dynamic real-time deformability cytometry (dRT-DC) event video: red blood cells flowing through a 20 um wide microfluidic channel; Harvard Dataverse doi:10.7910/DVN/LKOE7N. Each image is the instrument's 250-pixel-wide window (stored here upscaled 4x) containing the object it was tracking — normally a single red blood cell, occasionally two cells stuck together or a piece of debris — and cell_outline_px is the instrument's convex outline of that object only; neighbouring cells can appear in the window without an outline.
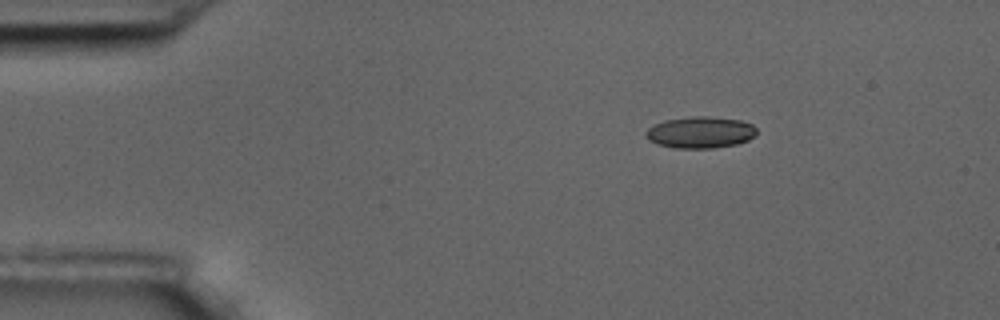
{"species": "common noctule bat (a hibernating species)", "species_latin": "Nyctalus noctula", "temperature_condition": "room temperature", "stored_images_in_passage": 4, "camera_frame_rate_fps": 3000, "um_per_image_px": 0.085, "animal": {"sex": "male", "body_mass_g": 17.5, "forearm_length_mm": 52.3}, "frame": {"image": 1, "passage_image": 1, "time_ms": 0.0, "image_size_px": [1000, 320], "cell_outline_px": [[756, 136], [748, 140], [736, 144], [712, 148], [676, 148], [656, 144], [648, 140], [644, 136], [644, 132], [648, 128], [664, 120], [692, 116], [708, 116], [740, 120], [752, 124], [756, 128]], "centroid_in_image_um": [59.51, 11.25], "position_along_channel_um": 25.5, "area_um2": 20.52}}
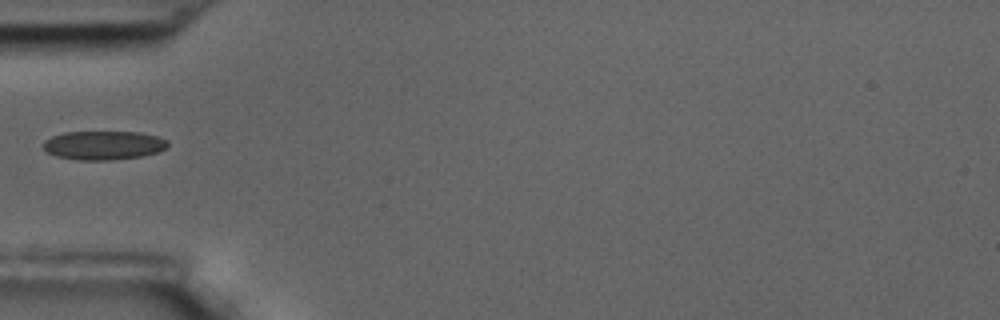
{"frame": {"image": 2, "passage_image": 4, "time_ms": 1.0, "image_size_px": [1000, 320], "cell_outline_px": [[168, 144], [164, 148], [156, 152], [140, 156], [112, 160], [80, 160], [56, 156], [48, 152], [44, 148], [44, 140], [52, 136], [64, 132], [140, 132], [156, 136], [168, 140]], "centroid_in_image_um": [8.78, 12.34], "position_along_channel_um": 76.2, "area_um2": 20.75}}